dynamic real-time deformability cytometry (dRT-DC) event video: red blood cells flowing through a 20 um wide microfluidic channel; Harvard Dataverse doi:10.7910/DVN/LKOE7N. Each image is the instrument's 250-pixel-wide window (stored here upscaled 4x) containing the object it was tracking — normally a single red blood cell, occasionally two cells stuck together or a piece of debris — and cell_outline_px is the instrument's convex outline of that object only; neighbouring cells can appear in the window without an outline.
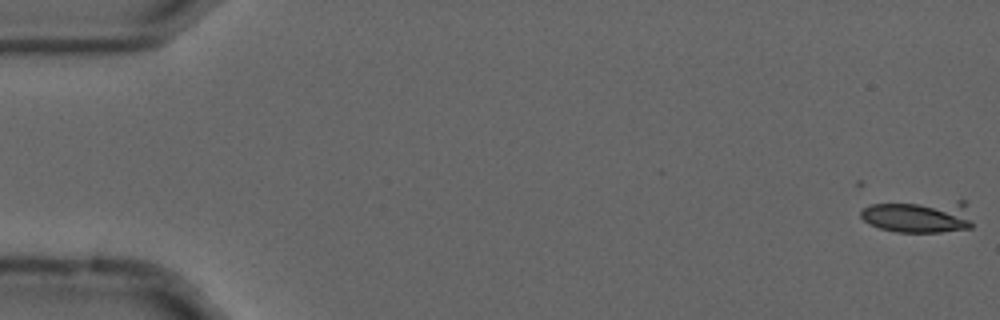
{"species": "common noctule bat (a hibernating species)", "species_latin": "Nyctalus noctula", "temperature_condition": "cold", "stored_images_in_passage": 12, "camera_frame_rate_fps": 3000, "um_per_image_px": 0.085, "animal": {"sex": "male", "forearm_length_mm": 52.5}, "frame": {"image": 1, "passage_image": 1, "time_ms": 0.0, "image_size_px": [1000, 320], "cell_outline_px": [[972, 228], [940, 232], [896, 232], [880, 228], [864, 220], [860, 216], [860, 212], [868, 204], [960, 200], [964, 200], [972, 224]], "centroid_in_image_um": [78.1, 18.38], "position_along_channel_um": 6.9, "area_um2": 21.39}}